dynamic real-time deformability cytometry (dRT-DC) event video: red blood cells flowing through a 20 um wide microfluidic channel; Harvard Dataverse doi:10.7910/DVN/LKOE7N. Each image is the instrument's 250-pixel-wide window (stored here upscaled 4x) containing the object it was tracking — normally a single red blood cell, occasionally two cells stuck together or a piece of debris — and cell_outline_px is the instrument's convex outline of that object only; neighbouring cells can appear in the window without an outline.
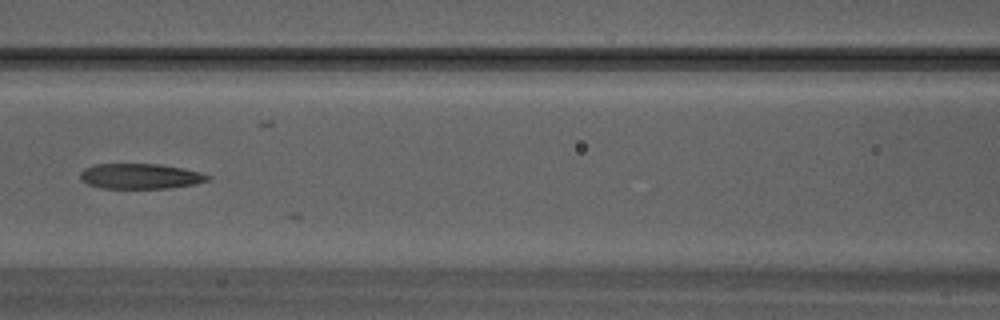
{"species": "Egyptian fruit bat (a non-hibernating species)", "species_latin": "Rousettus aegyptiacus", "temperature_condition": "warm", "stored_images_in_passage": 14, "camera_frame_rate_fps": 3000, "um_per_image_px": 0.085, "animal": {"sex": "male"}, "frame": {"image": 1, "passage_image": 7, "time_ms": 2.0, "image_size_px": [1000, 320], "cell_outline_px": [[212, 176], [208, 180], [196, 184], [168, 188], [100, 188], [88, 184], [80, 176], [80, 172], [84, 168], [96, 164], [160, 164], [184, 168], [200, 172]], "centroid_in_image_um": [11.96, 14.97], "position_along_channel_um": 154.6, "area_um2": 18.79}}
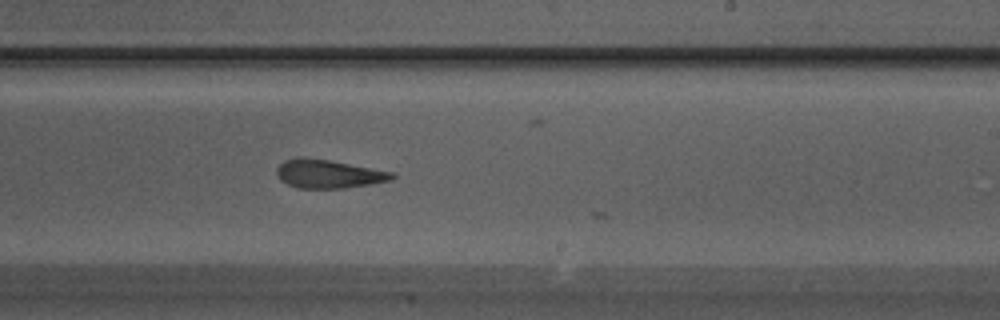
{"frame": {"image": 2, "passage_image": 12, "time_ms": 3.667, "image_size_px": [1000, 320], "cell_outline_px": [[396, 176], [392, 180], [344, 188], [296, 188], [280, 180], [276, 172], [276, 168], [284, 160], [300, 156], [328, 160], [396, 172]], "centroid_in_image_um": [27.92, 14.77], "position_along_channel_um": 261.1, "area_um2": 19.25}}